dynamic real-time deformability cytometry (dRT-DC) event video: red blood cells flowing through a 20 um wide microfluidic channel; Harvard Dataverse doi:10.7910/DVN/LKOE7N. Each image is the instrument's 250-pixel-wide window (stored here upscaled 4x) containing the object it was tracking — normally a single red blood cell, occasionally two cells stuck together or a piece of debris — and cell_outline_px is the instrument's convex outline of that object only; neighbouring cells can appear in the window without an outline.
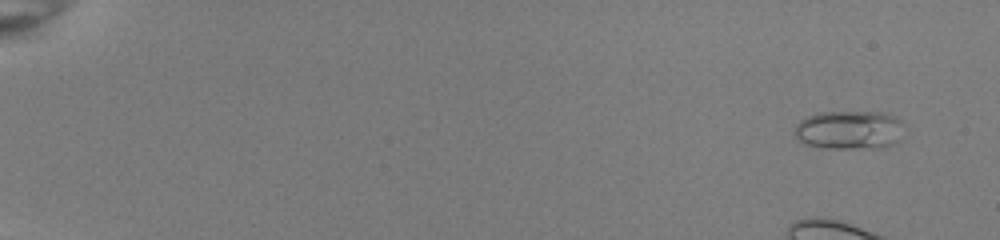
{"species": "common noctule bat (a hibernating species)", "species_latin": "Nyctalus noctula", "temperature_condition": "room temperature", "stored_images_in_passage": 45, "camera_frame_rate_fps": 3000, "um_per_image_px": 0.085, "animal": {"sex": "female", "body_mass_g": 22.0, "forearm_length_mm": 56.7}, "frame": {"image": 1, "passage_image": 1, "time_ms": 0.0, "image_size_px": [1000, 240], "cell_outline_px": [[900, 120], [896, 140], [892, 144], [880, 148], [828, 148], [804, 144], [796, 136], [796, 124], [800, 120], [808, 116], [820, 112], [880, 112], [892, 116]], "centroid_in_image_um": [72.1, 11.04], "position_along_channel_um": 12.9, "area_um2": 24.04}}